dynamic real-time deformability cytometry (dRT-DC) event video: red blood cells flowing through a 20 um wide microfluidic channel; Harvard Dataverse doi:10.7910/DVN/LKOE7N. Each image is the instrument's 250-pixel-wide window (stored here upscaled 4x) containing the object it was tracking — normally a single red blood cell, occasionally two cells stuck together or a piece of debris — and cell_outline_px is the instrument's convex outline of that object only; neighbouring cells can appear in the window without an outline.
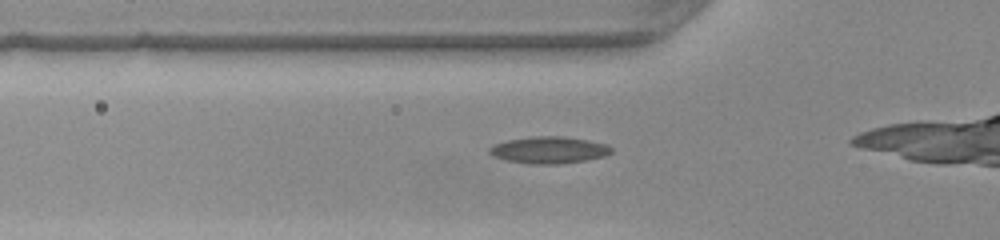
{"species": "common noctule bat (a hibernating species)", "species_latin": "Nyctalus noctula", "temperature_condition": "warm", "stored_images_in_passage": 18, "camera_frame_rate_fps": 3000, "um_per_image_px": 0.085, "animal": {"sex": "female", "body_mass_g": 22.0, "forearm_length_mm": 56.7}, "frame": {"image": 1, "passage_image": 10, "time_ms": 3.0, "image_size_px": [1000, 240], "cell_outline_px": [[612, 152], [604, 156], [588, 160], [560, 164], [532, 164], [508, 160], [496, 156], [488, 152], [488, 148], [496, 144], [508, 140], [532, 136], [560, 136], [588, 140], [604, 144], [612, 148]], "centroid_in_image_um": [46.69, 12.75], "position_along_channel_um": 79.1, "area_um2": 18.84}}
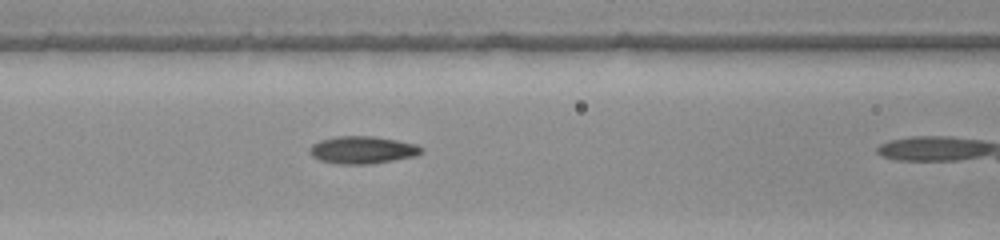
{"frame": {"image": 2, "passage_image": 14, "time_ms": 4.333, "image_size_px": [1000, 240], "cell_outline_px": [[424, 152], [416, 156], [368, 164], [336, 164], [320, 160], [312, 156], [308, 152], [308, 148], [312, 144], [320, 140], [336, 136], [372, 136], [396, 140], [416, 144], [424, 148]], "centroid_in_image_um": [30.79, 12.74], "position_along_channel_um": 135.8, "area_um2": 17.98}}
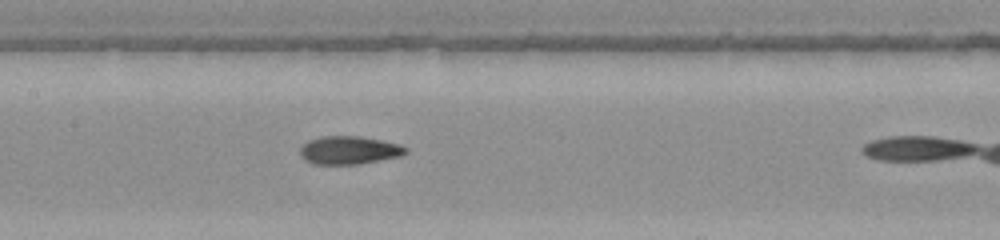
{"frame": {"image": 3, "passage_image": 17, "time_ms": 5.333, "image_size_px": [1000, 240], "cell_outline_px": [[408, 152], [404, 156], [360, 164], [312, 164], [304, 160], [300, 156], [300, 148], [308, 140], [320, 136], [360, 136], [400, 144], [408, 148]], "centroid_in_image_um": [29.7, 12.77], "position_along_channel_um": 177.7, "area_um2": 17.63}}